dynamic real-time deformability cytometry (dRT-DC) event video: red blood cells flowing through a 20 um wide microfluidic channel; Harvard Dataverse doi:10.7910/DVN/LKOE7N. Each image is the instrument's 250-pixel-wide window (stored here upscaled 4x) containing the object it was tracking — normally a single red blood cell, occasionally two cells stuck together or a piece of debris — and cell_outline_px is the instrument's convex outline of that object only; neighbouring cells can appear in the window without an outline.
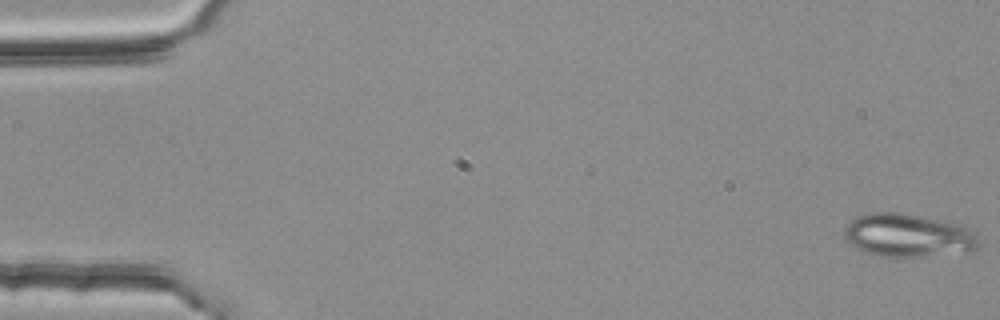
{"species": "common noctule bat (a hibernating species)", "species_latin": "Nyctalus noctula", "temperature_condition": "room temperature", "stored_images_in_passage": 54, "camera_frame_rate_fps": 3000, "um_per_image_px": 0.085, "animal": {"sex": "female", "body_mass_g": 25.1}, "frame": {"image": 1, "passage_image": 1, "time_ms": 0.0, "image_size_px": [1000, 320], "cell_outline_px": [[976, 248], [904, 260], [880, 256], [864, 252], [856, 248], [844, 236], [844, 224], [860, 216], [872, 212], [900, 212], [956, 224], [972, 232], [976, 236]], "centroid_in_image_um": [77.05, 20.03], "position_along_channel_um": 7.9, "area_um2": 33.47}}
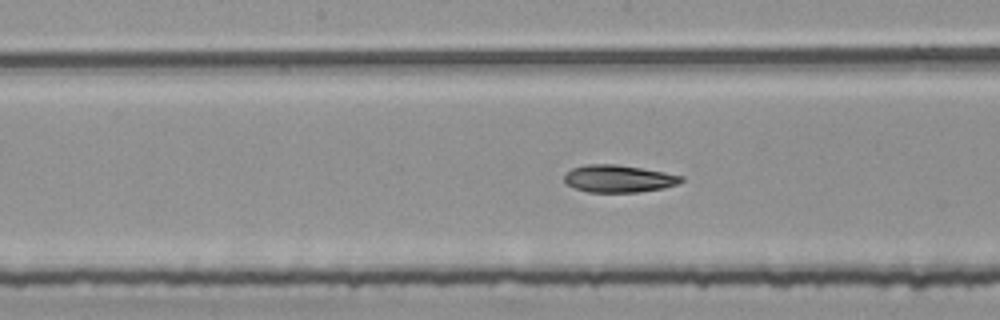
{"frame": {"image": 2, "passage_image": 28, "time_ms": 9.0, "image_size_px": [1000, 320], "cell_outline_px": [[684, 180], [676, 184], [664, 188], [636, 192], [588, 192], [576, 188], [568, 184], [564, 180], [564, 176], [572, 168], [588, 164], [616, 164], [664, 172], [684, 176]], "centroid_in_image_um": [52.6, 15.18], "position_along_channel_um": 195.6, "area_um2": 18.44}}
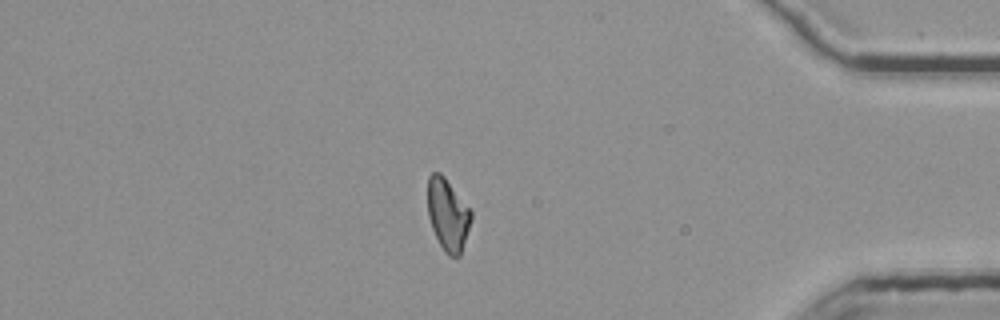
{"frame": {"image": 3, "passage_image": 47, "time_ms": 15.333, "image_size_px": [1000, 320], "cell_outline_px": [[472, 220], [460, 256], [448, 256], [444, 252], [432, 228], [428, 216], [428, 176], [432, 172], [440, 172], [444, 176], [472, 212]], "centroid_in_image_um": [38.06, 18.25], "position_along_channel_um": 397.1, "area_um2": 18.15}}